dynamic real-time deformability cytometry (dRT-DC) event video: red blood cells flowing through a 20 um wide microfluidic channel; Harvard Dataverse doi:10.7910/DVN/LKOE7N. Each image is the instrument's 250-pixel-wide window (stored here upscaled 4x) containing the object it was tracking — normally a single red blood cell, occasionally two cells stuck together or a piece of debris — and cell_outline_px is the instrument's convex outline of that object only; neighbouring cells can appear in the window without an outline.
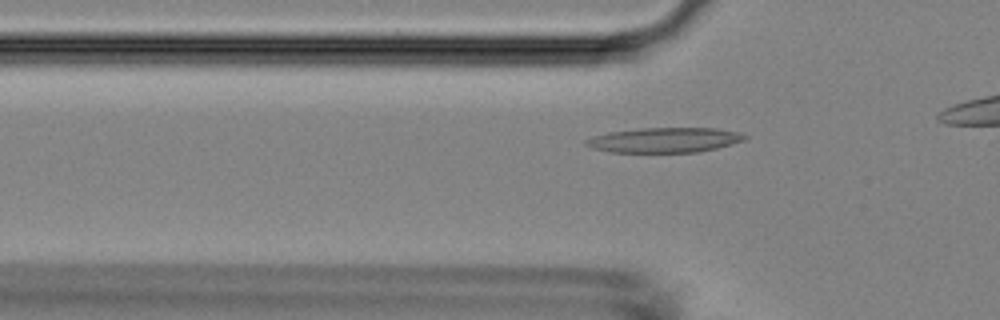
{"species": "Egyptian fruit bat (a non-hibernating species)", "species_latin": "Rousettus aegyptiacus", "temperature_condition": "room temperature", "stored_images_in_passage": 4, "camera_frame_rate_fps": 3000, "um_per_image_px": 0.085, "animal": {"sex": "female"}, "frame": {"image": 1, "passage_image": 3, "time_ms": 3.667, "image_size_px": [1000, 320], "cell_outline_px": [[748, 136], [744, 140], [732, 144], [700, 152], [608, 152], [592, 148], [584, 144], [584, 140], [592, 136], [608, 132], [644, 128], [716, 128], [736, 132]], "centroid_in_image_um": [56.44, 11.9], "position_along_channel_um": 69.4, "area_um2": 23.06}}